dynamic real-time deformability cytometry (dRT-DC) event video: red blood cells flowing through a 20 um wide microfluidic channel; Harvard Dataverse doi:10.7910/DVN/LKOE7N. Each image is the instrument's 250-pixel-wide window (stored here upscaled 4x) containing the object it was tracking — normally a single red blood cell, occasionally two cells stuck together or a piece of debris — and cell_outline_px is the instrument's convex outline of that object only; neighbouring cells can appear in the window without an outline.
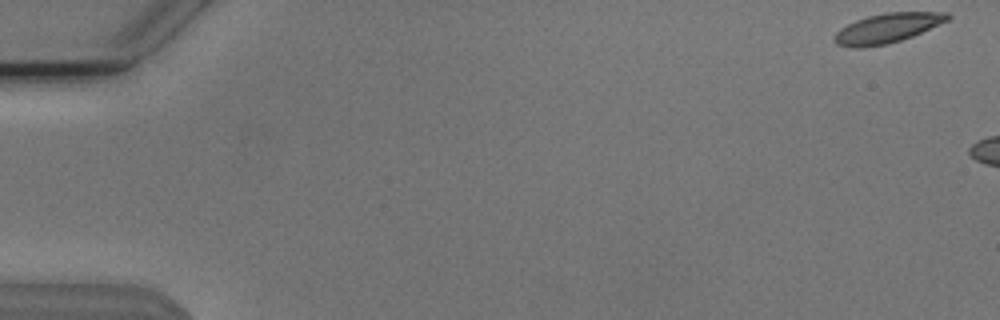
{"species": "Egyptian fruit bat (a non-hibernating species)", "species_latin": "Rousettus aegyptiacus", "temperature_condition": "cold", "stored_images_in_passage": 6, "camera_frame_rate_fps": 3000, "um_per_image_px": 0.085, "animal": {"sex": "male"}, "frame": {"image": 1, "passage_image": 1, "time_ms": 0.0, "image_size_px": [1000, 320], "cell_outline_px": [[952, 16], [948, 20], [912, 36], [888, 44], [860, 48], [852, 48], [836, 44], [832, 40], [836, 32], [840, 28], [856, 20], [868, 16], [884, 12], [948, 12]], "centroid_in_image_um": [75.39, 2.39], "position_along_channel_um": 9.6, "area_um2": 19.54}}